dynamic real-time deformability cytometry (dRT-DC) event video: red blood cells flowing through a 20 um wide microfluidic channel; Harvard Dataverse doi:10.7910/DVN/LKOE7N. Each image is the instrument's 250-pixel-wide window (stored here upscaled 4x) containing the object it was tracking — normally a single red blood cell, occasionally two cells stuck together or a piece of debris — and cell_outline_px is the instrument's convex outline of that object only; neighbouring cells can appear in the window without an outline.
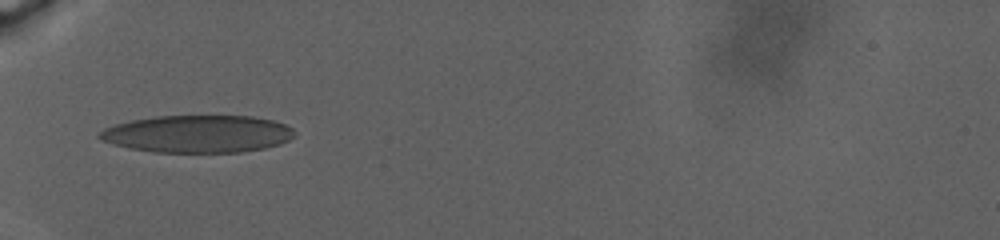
{"species": "human", "species_latin": "Homo sapiens", "temperature_condition": "warm", "stored_images_in_passage": 91, "camera_frame_rate_fps": 3000, "um_per_image_px": 0.085, "donor": {"sex": "male"}, "frame": {"image": 1, "passage_image": 1, "time_ms": 0.0, "image_size_px": [1000, 240], "cell_outline_px": [[296, 136], [280, 144], [264, 148], [240, 152], [152, 152], [128, 148], [112, 144], [100, 140], [96, 136], [104, 128], [116, 124], [132, 120], [156, 116], [252, 116], [272, 120], [284, 124], [292, 128], [296, 132]], "centroid_in_image_um": [16.79, 11.38], "position_along_channel_um": 68.2, "area_um2": 42.66}}
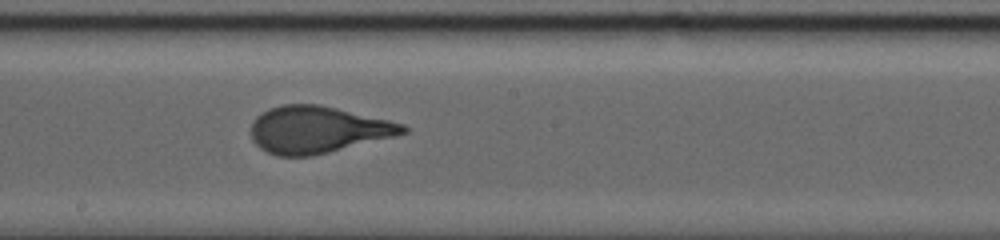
{"frame": {"image": 2, "passage_image": 54, "time_ms": 7.333, "image_size_px": [1000, 240], "cell_outline_px": [[408, 132], [396, 136], [312, 156], [276, 156], [260, 148], [252, 140], [252, 120], [256, 116], [268, 108], [284, 104], [320, 104], [388, 120], [404, 124], [408, 128]], "centroid_in_image_um": [26.98, 11.02], "position_along_channel_um": 221.2, "area_um2": 41.5}}
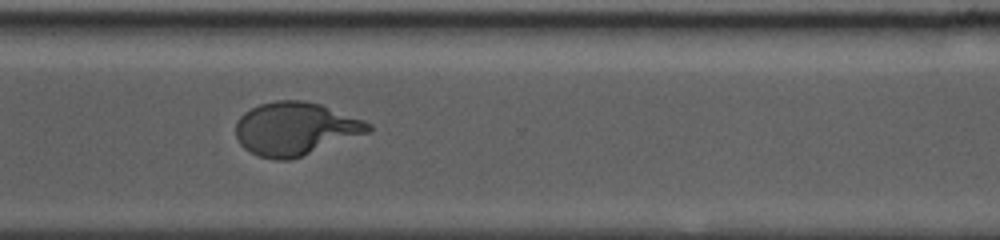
{"frame": {"image": 3, "passage_image": 90, "time_ms": 13.0, "image_size_px": [1000, 240], "cell_outline_px": [[372, 132], [288, 160], [276, 160], [260, 156], [244, 148], [236, 140], [236, 120], [244, 112], [260, 104], [276, 100], [304, 100], [320, 104], [364, 120], [372, 124]], "centroid_in_image_um": [25.11, 10.93], "position_along_channel_um": 345.5, "area_um2": 40.98}}